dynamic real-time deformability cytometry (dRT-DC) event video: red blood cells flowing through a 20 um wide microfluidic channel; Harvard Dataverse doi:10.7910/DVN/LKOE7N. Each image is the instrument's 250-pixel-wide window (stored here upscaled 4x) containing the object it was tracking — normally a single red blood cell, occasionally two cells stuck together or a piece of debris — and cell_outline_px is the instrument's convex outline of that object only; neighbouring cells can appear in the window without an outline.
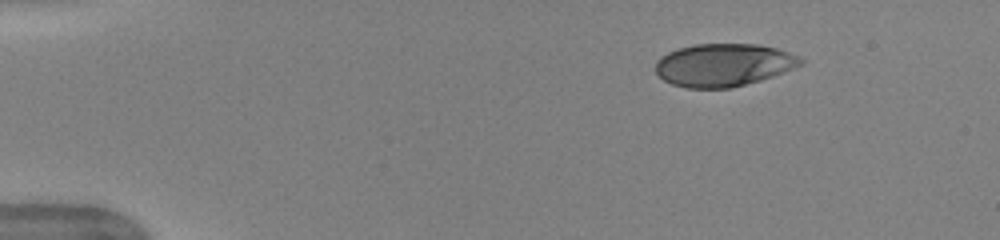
{"species": "human", "species_latin": "Homo sapiens", "temperature_condition": "warm", "stored_images_in_passage": 45, "camera_frame_rate_fps": 3000, "um_per_image_px": 0.085, "donor": {"sex": "female"}, "frame": {"image": 1, "passage_image": 1, "time_ms": 0.0, "image_size_px": [1000, 240], "cell_outline_px": [[804, 64], [784, 72], [760, 80], [732, 88], [688, 88], [672, 84], [664, 80], [656, 72], [656, 60], [660, 56], [668, 52], [680, 48], [696, 44], [760, 44], [776, 48], [800, 56], [804, 60]], "centroid_in_image_um": [61.52, 5.52], "position_along_channel_um": 23.5, "area_um2": 36.24}}
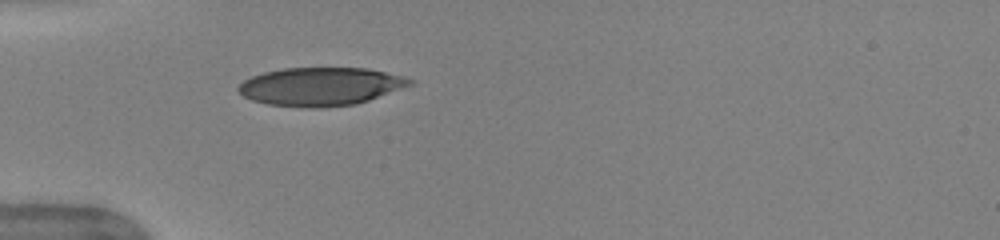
{"frame": {"image": 2, "passage_image": 10, "time_ms": 3.0, "image_size_px": [1000, 240], "cell_outline_px": [[416, 84], [356, 104], [320, 108], [312, 108], [268, 104], [252, 100], [244, 96], [236, 88], [244, 80], [252, 76], [264, 72], [284, 68], [368, 68], [404, 76], [412, 80]], "centroid_in_image_um": [27.28, 7.35], "position_along_channel_um": 57.7, "area_um2": 38.26}}
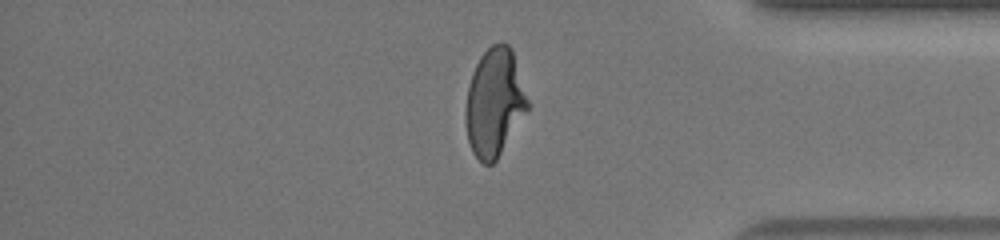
{"frame": {"image": 3, "passage_image": 37, "time_ms": 12.0, "image_size_px": [1000, 240], "cell_outline_px": [[528, 108], [496, 160], [492, 164], [484, 164], [472, 152], [468, 140], [464, 120], [464, 112], [468, 88], [472, 72], [480, 56], [492, 44], [508, 44], [512, 48], [528, 100]], "centroid_in_image_um": [41.99, 8.71], "position_along_channel_um": 393.2, "area_um2": 38.61}, "authors_computed_cell_mechanics": {"area_um2": 38.8994, "velocity_mm_per_s": 3.9793, "shape_relaxation_time_tau1_ms": 5.5452, "shape_relaxation_time_tau2_ms": null, "deformation_change_tau1": 0.2387, "deformation_change_tau2": null}}